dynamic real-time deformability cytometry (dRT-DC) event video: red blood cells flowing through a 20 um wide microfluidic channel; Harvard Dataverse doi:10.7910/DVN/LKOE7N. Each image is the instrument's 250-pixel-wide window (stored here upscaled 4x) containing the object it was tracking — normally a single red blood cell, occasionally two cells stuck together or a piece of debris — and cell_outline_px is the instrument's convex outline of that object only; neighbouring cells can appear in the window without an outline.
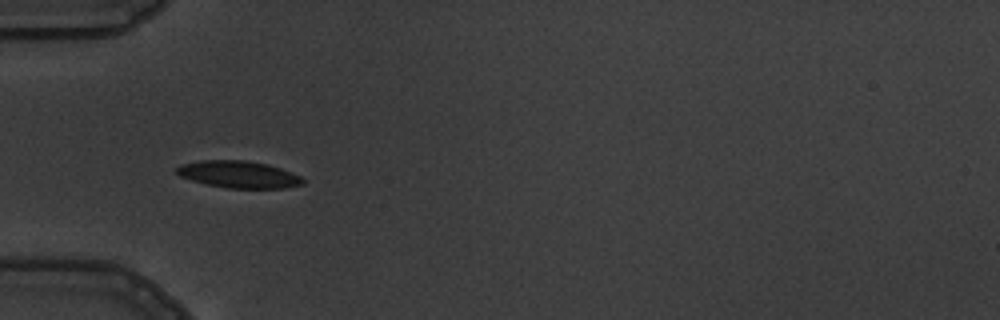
{"species": "common noctule bat (a hibernating species)", "species_latin": "Nyctalus noctula", "temperature_condition": "warm", "stored_images_in_passage": 7, "camera_frame_rate_fps": 3000, "um_per_image_px": 0.085, "animal": {"sex": "male", "body_mass_g": 19.5, "forearm_length_mm": 54.6}, "frame": {"image": 1, "passage_image": 6, "time_ms": 6.0, "image_size_px": [1000, 320], "cell_outline_px": [[304, 184], [284, 188], [228, 188], [208, 184], [192, 180], [180, 176], [176, 172], [176, 168], [180, 164], [200, 160], [248, 160], [268, 164], [292, 172], [300, 176], [304, 180]], "centroid_in_image_um": [20.29, 14.81], "position_along_channel_um": 64.7, "area_um2": 19.88}}